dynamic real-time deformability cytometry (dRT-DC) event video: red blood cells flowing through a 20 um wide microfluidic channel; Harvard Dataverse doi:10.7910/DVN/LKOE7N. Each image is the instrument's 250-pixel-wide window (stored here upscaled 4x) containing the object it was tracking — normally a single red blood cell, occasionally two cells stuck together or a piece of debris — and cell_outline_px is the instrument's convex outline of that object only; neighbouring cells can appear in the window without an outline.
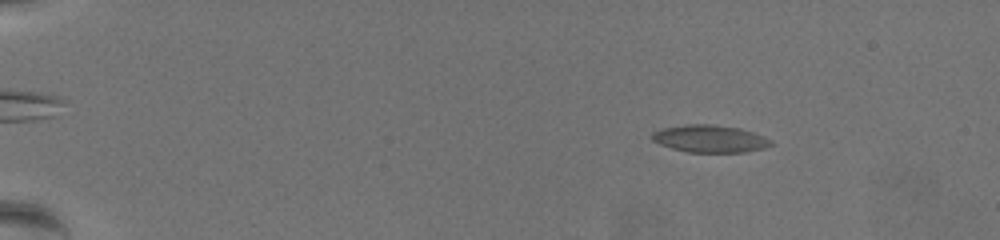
{"species": "common noctule bat (a hibernating species)", "species_latin": "Nyctalus noctula", "temperature_condition": "warm", "stored_images_in_passage": 55, "camera_frame_rate_fps": 3000, "um_per_image_px": 0.085, "animal": {"sex": "female", "body_mass_g": 19.5, "forearm_length_mm": 54.1}, "frame": {"image": 1, "passage_image": 1, "time_ms": 0.0, "image_size_px": [1000, 240], "cell_outline_px": [[772, 144], [764, 148], [744, 152], [688, 152], [672, 148], [660, 144], [652, 140], [652, 132], [664, 128], [688, 124], [708, 124], [740, 128], [764, 136], [772, 140]], "centroid_in_image_um": [60.35, 11.79], "position_along_channel_um": 24.6, "area_um2": 18.79}}
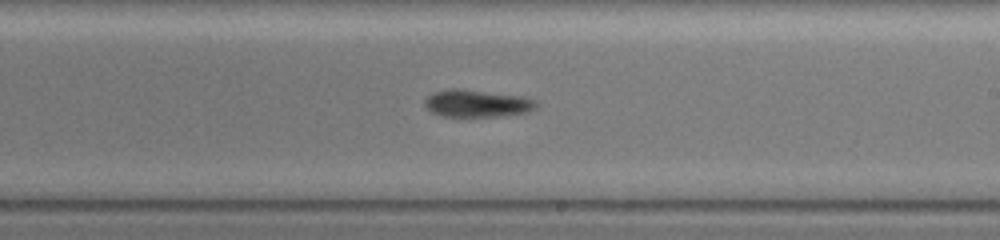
{"frame": {"image": 2, "passage_image": 32, "time_ms": 10.333, "image_size_px": [1000, 240], "cell_outline_px": [[536, 108], [528, 112], [496, 116], [444, 116], [432, 112], [424, 104], [424, 100], [428, 96], [436, 92], [452, 88], [456, 88], [524, 96], [536, 100]], "centroid_in_image_um": [40.57, 8.78], "position_along_channel_um": 248.4, "area_um2": 17.51}}
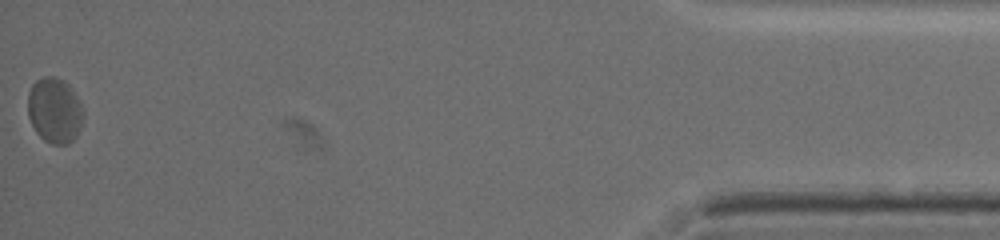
{"frame": {"image": 3, "passage_image": 55, "time_ms": 18.0, "image_size_px": [1000, 240], "cell_outline_px": [[84, 120], [76, 136], [68, 144], [52, 144], [44, 140], [36, 132], [28, 116], [28, 92], [32, 84], [36, 80], [44, 76], [56, 76], [68, 84], [76, 96], [84, 112]], "centroid_in_image_um": [4.64, 9.38], "position_along_channel_um": 430.6, "area_um2": 21.21}, "authors_computed_cell_mechanics": {"area_um2": 18.3226, "velocity_mm_per_s": 3.3968, "shape_relaxation_time_tau1_ms": 2.9347, "shape_relaxation_time_tau2_ms": 4.9194, "deformation_change_tau1": 0.0895, "deformation_change_tau2": 0.094}}